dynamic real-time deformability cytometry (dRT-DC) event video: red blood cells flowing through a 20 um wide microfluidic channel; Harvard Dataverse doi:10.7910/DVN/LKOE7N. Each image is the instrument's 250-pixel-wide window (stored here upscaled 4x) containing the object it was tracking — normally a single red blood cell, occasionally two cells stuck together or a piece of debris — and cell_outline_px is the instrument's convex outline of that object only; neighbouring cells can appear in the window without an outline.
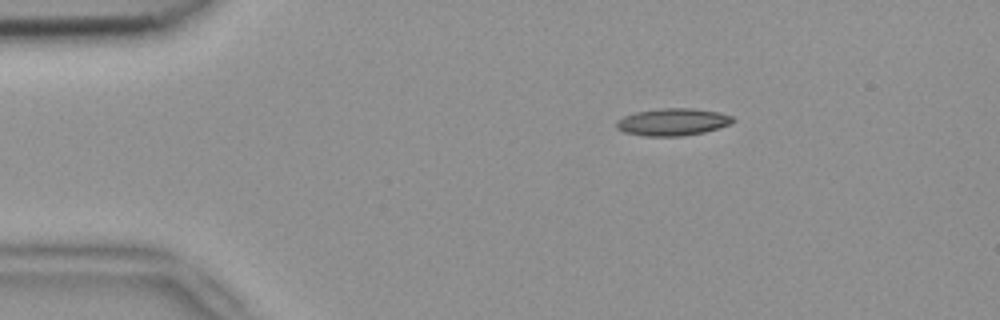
{"species": "common noctule bat (a hibernating species)", "species_latin": "Nyctalus noctula", "temperature_condition": "room temperature", "stored_images_in_passage": 4, "camera_frame_rate_fps": 3000, "um_per_image_px": 0.085, "animal": {"sex": "female", "body_mass_g": 18.4}, "frame": {"image": 1, "passage_image": 1, "time_ms": 0.0, "image_size_px": [1000, 320], "cell_outline_px": [[736, 120], [732, 124], [704, 132], [684, 136], [644, 136], [624, 132], [616, 128], [616, 120], [624, 116], [636, 112], [660, 108], [692, 108], [720, 112], [732, 116]], "centroid_in_image_um": [57.2, 10.37], "position_along_channel_um": 27.8, "area_um2": 18.67}}
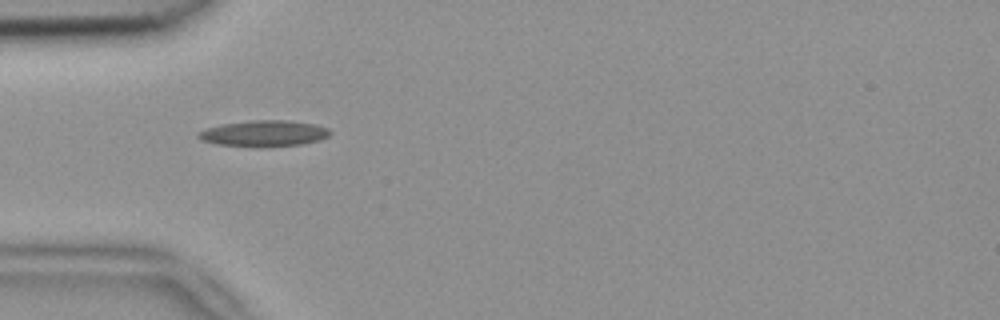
{"frame": {"image": 2, "passage_image": 3, "time_ms": 0.667, "image_size_px": [1000, 320], "cell_outline_px": [[332, 132], [328, 136], [320, 140], [300, 144], [268, 148], [252, 148], [216, 144], [200, 140], [196, 136], [196, 132], [208, 128], [224, 124], [252, 120], [284, 120], [312, 124], [328, 128]], "centroid_in_image_um": [22.4, 11.37], "position_along_channel_um": 62.6, "area_um2": 20.35}}